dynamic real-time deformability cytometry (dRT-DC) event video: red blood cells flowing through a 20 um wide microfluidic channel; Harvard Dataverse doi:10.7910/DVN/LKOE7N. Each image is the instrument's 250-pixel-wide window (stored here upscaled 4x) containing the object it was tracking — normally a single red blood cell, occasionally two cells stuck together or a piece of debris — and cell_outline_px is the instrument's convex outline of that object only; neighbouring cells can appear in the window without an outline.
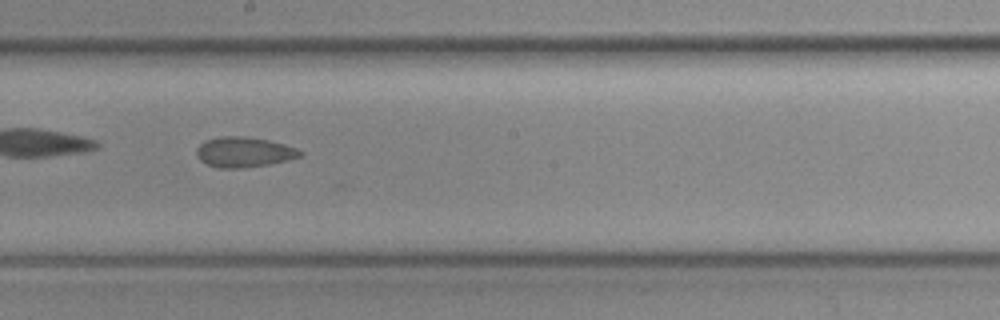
{"species": "common noctule bat (a hibernating species)", "species_latin": "Nyctalus noctula", "temperature_condition": "cold", "stored_images_in_passage": 28, "camera_frame_rate_fps": 3000, "um_per_image_px": 0.085, "animal": {"sex": "female", "body_mass_g": 19.3, "forearm_length_mm": 54.1}, "frame": {"image": 1, "passage_image": 15, "time_ms": 4.667, "image_size_px": [1000, 320], "cell_outline_px": [[304, 156], [288, 160], [268, 164], [244, 168], [220, 168], [208, 164], [200, 160], [196, 156], [196, 148], [204, 140], [220, 136], [244, 136], [268, 140], [284, 144], [296, 148], [304, 152]], "centroid_in_image_um": [20.74, 12.92], "position_along_channel_um": 227.5, "area_um2": 18.38}}